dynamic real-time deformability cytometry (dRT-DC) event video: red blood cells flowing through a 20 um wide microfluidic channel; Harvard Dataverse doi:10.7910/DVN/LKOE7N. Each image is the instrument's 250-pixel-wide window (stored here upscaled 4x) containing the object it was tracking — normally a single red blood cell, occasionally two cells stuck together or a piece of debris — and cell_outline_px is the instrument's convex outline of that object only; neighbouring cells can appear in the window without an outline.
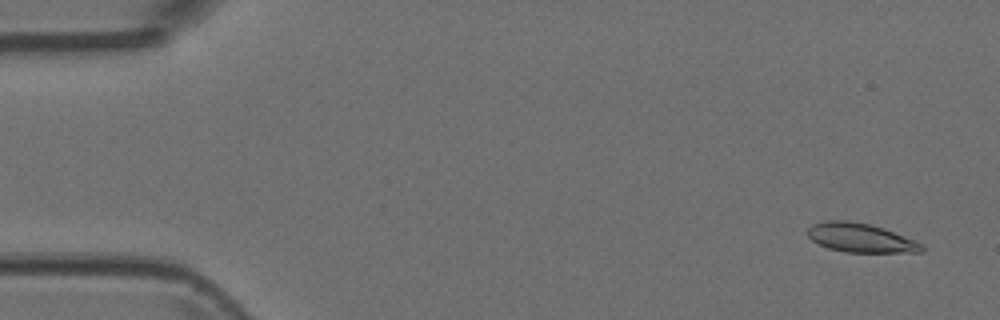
{"species": "Egyptian fruit bat (a non-hibernating species)", "species_latin": "Rousettus aegyptiacus", "temperature_condition": "room temperature", "stored_images_in_passage": 5, "camera_frame_rate_fps": 3000, "um_per_image_px": 0.085, "animal": {"sex": "female"}, "frame": {"image": 1, "passage_image": 1, "time_ms": 0.0, "image_size_px": [1000, 320], "cell_outline_px": [[924, 252], [844, 252], [828, 248], [812, 240], [804, 232], [812, 224], [828, 220], [848, 220], [868, 224], [884, 228], [924, 244]], "centroid_in_image_um": [73.13, 20.21], "position_along_channel_um": 11.9, "area_um2": 19.36}}
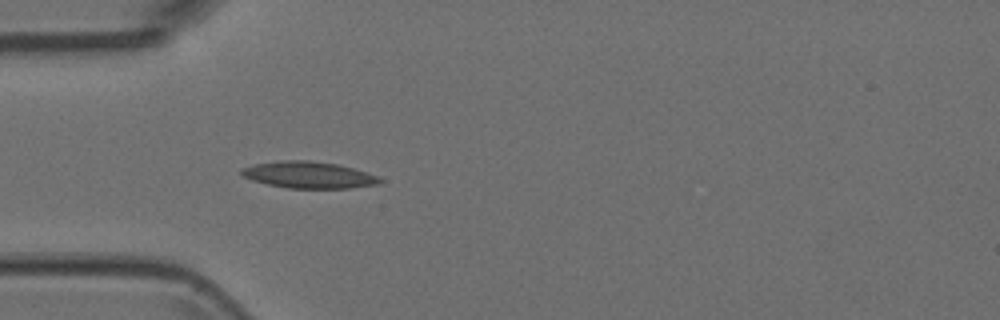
{"frame": {"image": 2, "passage_image": 5, "time_ms": 1.333, "image_size_px": [1000, 320], "cell_outline_px": [[384, 180], [380, 184], [352, 188], [288, 188], [268, 184], [252, 180], [244, 176], [240, 172], [240, 168], [252, 164], [280, 160], [308, 160], [336, 164], [352, 168], [376, 176]], "centroid_in_image_um": [26.21, 14.86], "position_along_channel_um": 58.8, "area_um2": 21.44}}